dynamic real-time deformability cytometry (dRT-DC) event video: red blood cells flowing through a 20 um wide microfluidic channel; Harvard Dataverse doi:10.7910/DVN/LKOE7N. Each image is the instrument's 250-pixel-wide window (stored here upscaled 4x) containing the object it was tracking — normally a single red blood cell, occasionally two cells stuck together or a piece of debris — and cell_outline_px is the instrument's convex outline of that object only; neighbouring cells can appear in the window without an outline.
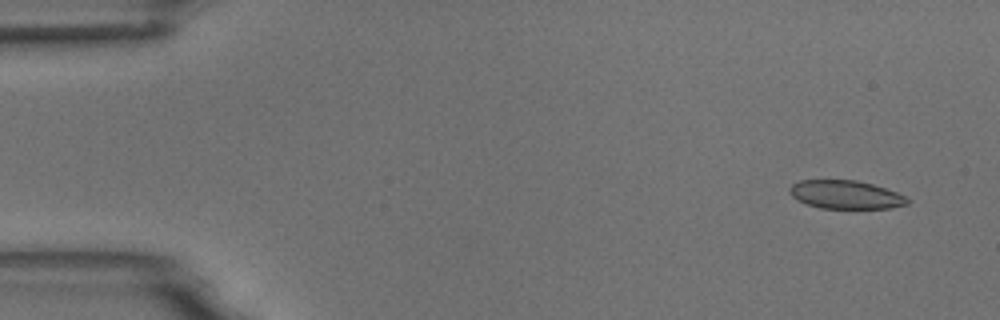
{"species": "common noctule bat (a hibernating species)", "species_latin": "Nyctalus noctula", "temperature_condition": "room temperature", "stored_images_in_passage": 10, "camera_frame_rate_fps": 3000, "um_per_image_px": 0.085, "animal": {"sex": "male", "body_mass_g": 18.8}, "frame": {"image": 1, "passage_image": 1, "time_ms": 0.0, "image_size_px": [1000, 320], "cell_outline_px": [[908, 204], [892, 208], [820, 208], [796, 200], [788, 192], [788, 188], [792, 184], [800, 180], [856, 180], [872, 184], [896, 192], [904, 196], [908, 200]], "centroid_in_image_um": [71.83, 16.54], "position_along_channel_um": 13.2, "area_um2": 19.42}}
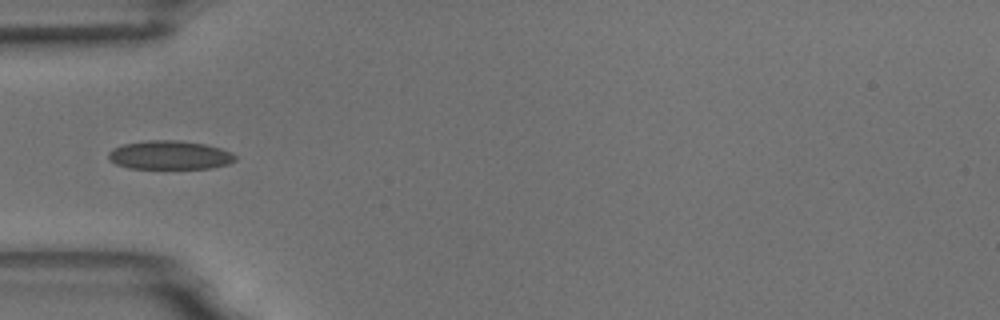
{"frame": {"image": 2, "passage_image": 4, "time_ms": 4.667, "image_size_px": [1000, 320], "cell_outline_px": [[236, 160], [228, 164], [212, 168], [128, 168], [116, 164], [108, 156], [108, 152], [112, 148], [124, 144], [148, 140], [176, 140], [204, 144], [220, 148], [232, 152], [236, 156]], "centroid_in_image_um": [14.44, 13.18], "position_along_channel_um": 70.6, "area_um2": 21.15}}